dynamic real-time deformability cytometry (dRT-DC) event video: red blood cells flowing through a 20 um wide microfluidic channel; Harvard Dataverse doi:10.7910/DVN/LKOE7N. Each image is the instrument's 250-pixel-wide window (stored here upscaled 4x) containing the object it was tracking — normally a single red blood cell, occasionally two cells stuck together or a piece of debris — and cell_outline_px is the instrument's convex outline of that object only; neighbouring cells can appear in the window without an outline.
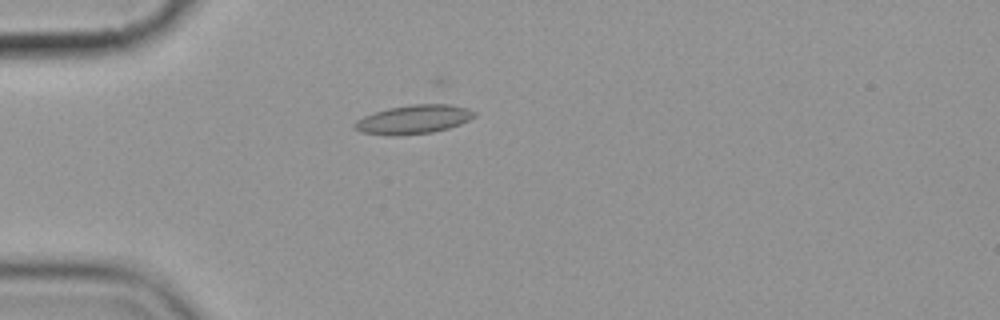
{"species": "common noctule bat (a hibernating species)", "species_latin": "Nyctalus noctula", "temperature_condition": "cold", "stored_images_in_passage": 6, "camera_frame_rate_fps": 3000, "um_per_image_px": 0.085, "animal": {"sex": "female", "body_mass_g": 19.9}, "frame": {"image": 1, "passage_image": 4, "time_ms": 4.333, "image_size_px": [1000, 320], "cell_outline_px": [[476, 116], [460, 124], [448, 128], [432, 132], [400, 136], [388, 136], [360, 132], [352, 128], [352, 124], [356, 120], [364, 116], [388, 108], [436, 100], [440, 100], [468, 108], [476, 112]], "centroid_in_image_um": [35.19, 10.11], "position_along_channel_um": 49.8, "area_um2": 21.1}}
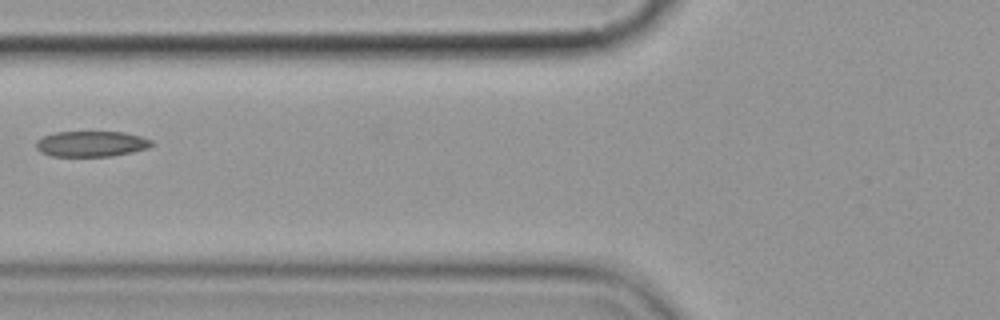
{"frame": {"image": 2, "passage_image": 6, "time_ms": 6.667, "image_size_px": [1000, 320], "cell_outline_px": [[156, 144], [148, 148], [132, 152], [112, 156], [52, 156], [40, 152], [36, 148], [36, 140], [44, 136], [56, 132], [124, 132], [140, 136], [152, 140]], "centroid_in_image_um": [7.78, 12.23], "position_along_channel_um": 118.0, "area_um2": 17.34}}